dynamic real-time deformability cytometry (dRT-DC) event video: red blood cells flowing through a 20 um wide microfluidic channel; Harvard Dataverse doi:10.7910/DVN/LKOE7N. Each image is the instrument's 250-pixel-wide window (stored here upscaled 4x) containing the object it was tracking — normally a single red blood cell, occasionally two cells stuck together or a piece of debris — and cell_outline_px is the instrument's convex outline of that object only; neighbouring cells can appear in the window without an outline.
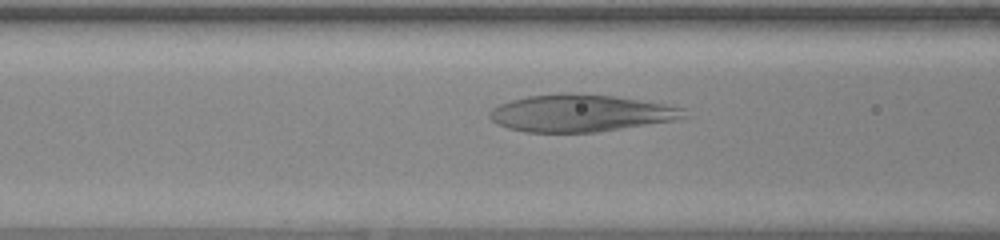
{"species": "human", "species_latin": "Homo sapiens", "temperature_condition": "warm", "stored_images_in_passage": 40, "camera_frame_rate_fps": 3000, "um_per_image_px": 0.085, "donor": {"sex": "female"}, "frame": {"image": 1, "passage_image": 10, "time_ms": 3.0, "image_size_px": [1000, 240], "cell_outline_px": [[688, 116], [676, 120], [596, 132], [524, 132], [508, 128], [496, 124], [488, 116], [488, 112], [492, 108], [500, 104], [512, 100], [528, 96], [564, 92], [580, 92], [612, 96], [664, 104], [684, 108]], "centroid_in_image_um": [49.32, 9.61], "position_along_channel_um": 117.3, "area_um2": 42.19}}
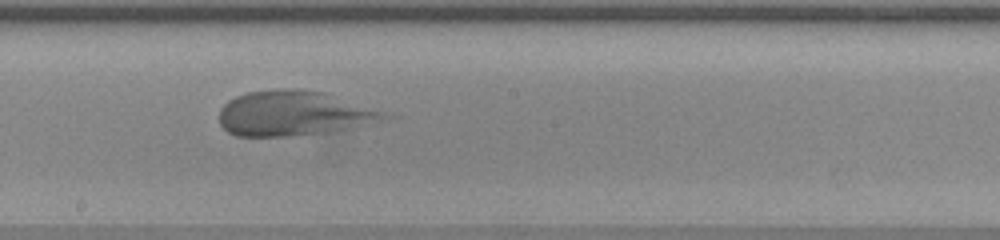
{"frame": {"image": 2, "passage_image": 18, "time_ms": 5.667, "image_size_px": [1000, 240], "cell_outline_px": [[396, 116], [380, 120], [328, 132], [284, 136], [236, 136], [228, 132], [220, 124], [220, 108], [228, 100], [236, 96], [248, 92], [280, 88], [296, 88], [324, 92]], "centroid_in_image_um": [24.9, 9.62], "position_along_channel_um": 223.3, "area_um2": 42.77}}
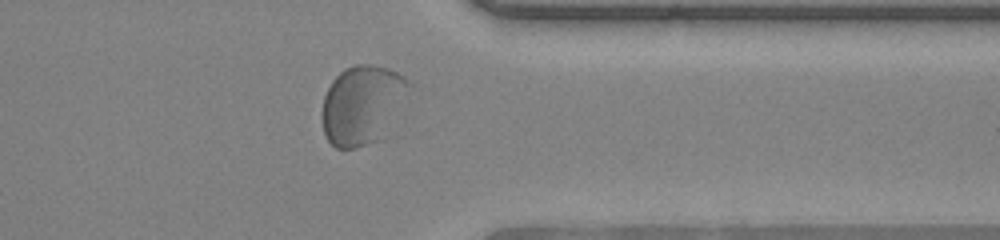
{"frame": {"image": 3, "passage_image": 30, "time_ms": 9.667, "image_size_px": [1000, 240], "cell_outline_px": [[416, 84], [396, 136], [384, 140], [356, 148], [336, 148], [328, 140], [324, 132], [320, 116], [320, 112], [324, 96], [332, 80], [344, 68], [356, 64], [372, 64], [388, 68], [404, 76]], "centroid_in_image_um": [31.01, 8.97], "position_along_channel_um": 380.4, "area_um2": 43.7}}